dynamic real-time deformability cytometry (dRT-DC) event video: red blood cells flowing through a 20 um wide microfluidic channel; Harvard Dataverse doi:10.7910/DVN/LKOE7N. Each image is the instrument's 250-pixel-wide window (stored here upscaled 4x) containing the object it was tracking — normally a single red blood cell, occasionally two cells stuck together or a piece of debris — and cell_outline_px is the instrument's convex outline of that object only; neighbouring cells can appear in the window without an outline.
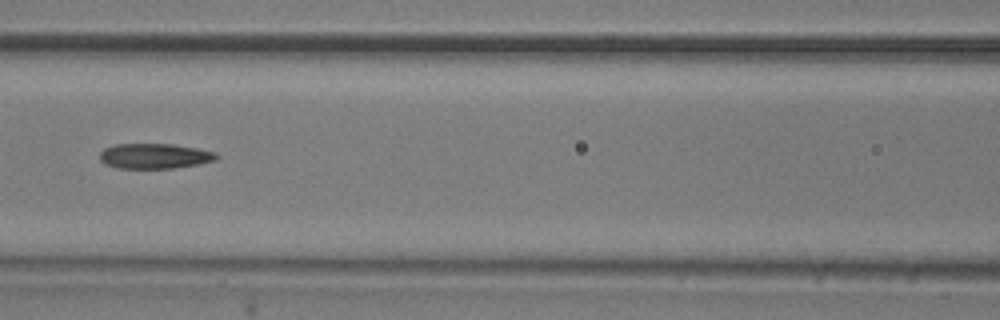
{"species": "common noctule bat (a hibernating species)", "species_latin": "Nyctalus noctula", "temperature_condition": "room temperature", "stored_images_in_passage": 42, "segment_of_instrument_passage": [2, 2], "camera_frame_rate_fps": 3000, "um_per_image_px": 0.085, "animal": {"sex": "male", "body_mass_g": 20.5, "forearm_length_mm": 52.5}, "frame": {"image": 1, "passage_image": 15, "time_ms": 4.667, "image_size_px": [1000, 320], "cell_outline_px": [[220, 156], [216, 160], [196, 164], [172, 168], [116, 168], [104, 164], [100, 160], [100, 152], [104, 148], [116, 144], [172, 144], [196, 148], [216, 152]], "centroid_in_image_um": [13.12, 13.26], "position_along_channel_um": 153.5, "area_um2": 17.11}}
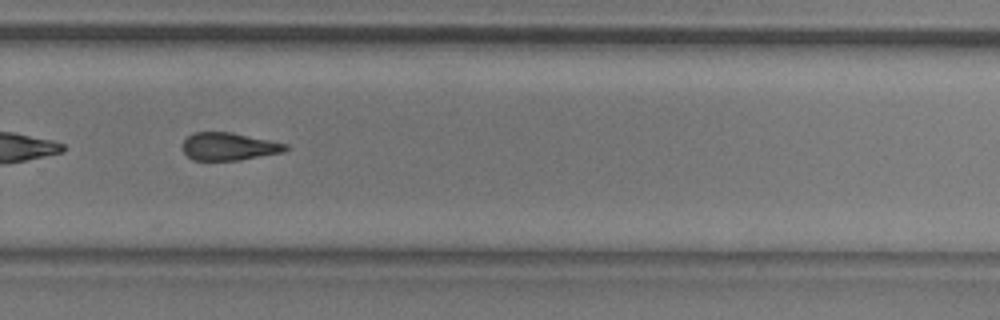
{"frame": {"image": 2, "passage_image": 27, "time_ms": 8.667, "image_size_px": [1000, 320], "cell_outline_px": [[288, 148], [284, 152], [240, 160], [192, 160], [184, 152], [184, 140], [188, 136], [196, 132], [232, 132], [288, 144]], "centroid_in_image_um": [19.48, 12.45], "position_along_channel_um": 310.3, "area_um2": 16.53}}
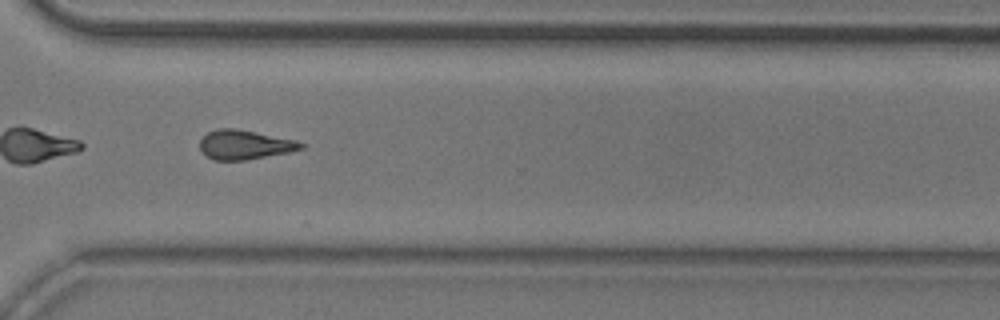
{"frame": {"image": 3, "passage_image": 30, "time_ms": 9.667, "image_size_px": [1000, 320], "cell_outline_px": [[304, 148], [288, 152], [244, 160], [212, 160], [200, 148], [200, 140], [208, 132], [220, 128], [236, 128], [296, 140], [304, 144]], "centroid_in_image_um": [20.79, 12.29], "position_along_channel_um": 349.8, "area_um2": 17.05}}